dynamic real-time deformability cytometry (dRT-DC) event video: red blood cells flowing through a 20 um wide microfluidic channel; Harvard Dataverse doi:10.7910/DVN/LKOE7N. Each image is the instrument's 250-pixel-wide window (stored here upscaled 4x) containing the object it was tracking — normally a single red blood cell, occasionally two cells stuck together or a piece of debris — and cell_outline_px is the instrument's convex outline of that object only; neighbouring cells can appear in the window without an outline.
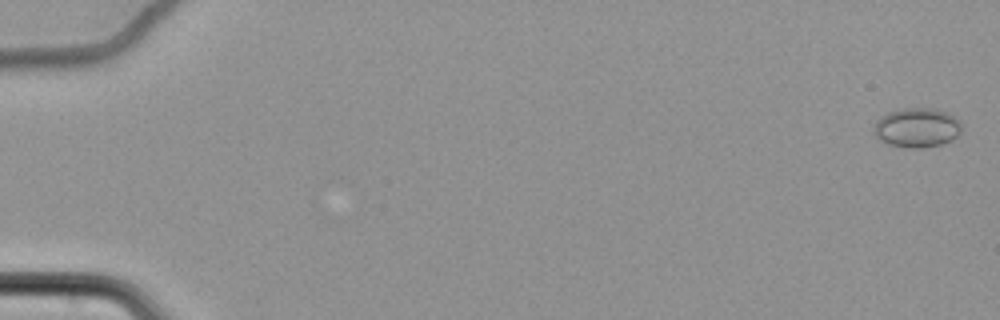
{"species": "common noctule bat (a hibernating species)", "species_latin": "Nyctalus noctula", "temperature_condition": "cold", "stored_images_in_passage": 63, "camera_frame_rate_fps": 3000, "um_per_image_px": 0.085, "animal": {"sex": "female", "body_mass_g": 22.7, "forearm_length_mm": 54.2}, "frame": {"image": 1, "passage_image": 1, "time_ms": 0.0, "image_size_px": [1000, 320], "cell_outline_px": [[960, 132], [952, 140], [940, 144], [920, 148], [908, 148], [888, 144], [880, 140], [872, 132], [872, 128], [876, 120], [880, 116], [888, 112], [900, 108], [936, 108], [948, 112], [960, 120]], "centroid_in_image_um": [77.9, 10.83], "position_along_channel_um": 7.1, "area_um2": 20.46}}
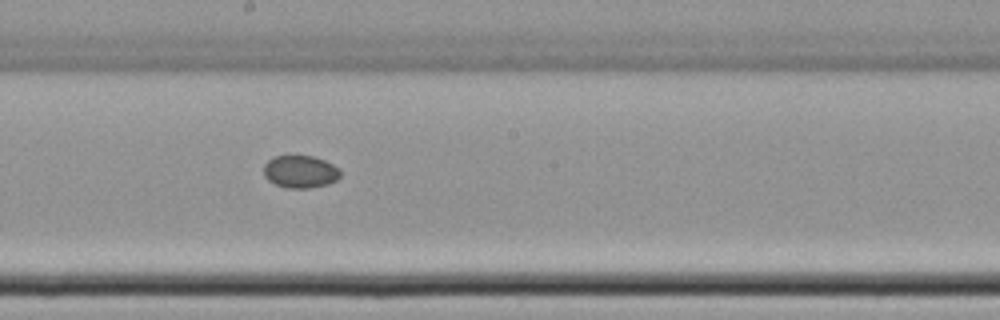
{"frame": {"image": 2, "passage_image": 37, "time_ms": 12.0, "image_size_px": [1000, 320], "cell_outline_px": [[340, 176], [336, 180], [328, 184], [308, 188], [288, 188], [276, 184], [268, 180], [264, 176], [264, 164], [272, 156], [312, 156], [324, 160], [332, 164], [340, 172]], "centroid_in_image_um": [25.49, 14.59], "position_along_channel_um": 222.7, "area_um2": 14.39}}
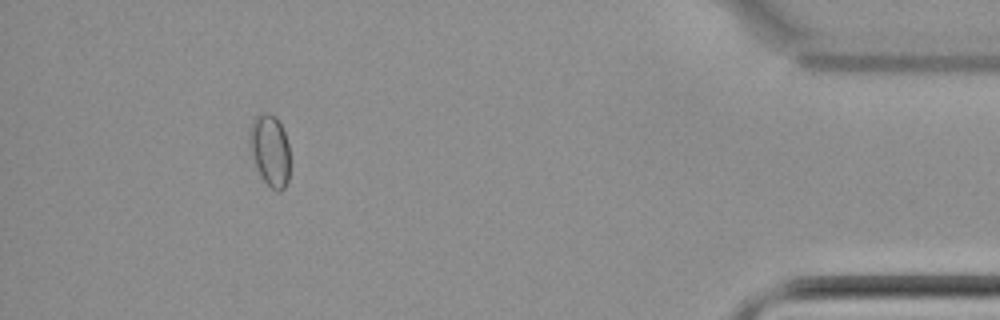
{"frame": {"image": 3, "passage_image": 58, "time_ms": 19.0, "image_size_px": [1000, 320], "cell_outline_px": [[288, 180], [284, 188], [280, 192], [272, 188], [264, 180], [256, 164], [248, 140], [248, 132], [252, 120], [256, 116], [264, 112], [268, 112], [276, 116], [284, 132], [288, 144]], "centroid_in_image_um": [22.93, 12.72], "position_along_channel_um": 412.3, "area_um2": 16.53}}